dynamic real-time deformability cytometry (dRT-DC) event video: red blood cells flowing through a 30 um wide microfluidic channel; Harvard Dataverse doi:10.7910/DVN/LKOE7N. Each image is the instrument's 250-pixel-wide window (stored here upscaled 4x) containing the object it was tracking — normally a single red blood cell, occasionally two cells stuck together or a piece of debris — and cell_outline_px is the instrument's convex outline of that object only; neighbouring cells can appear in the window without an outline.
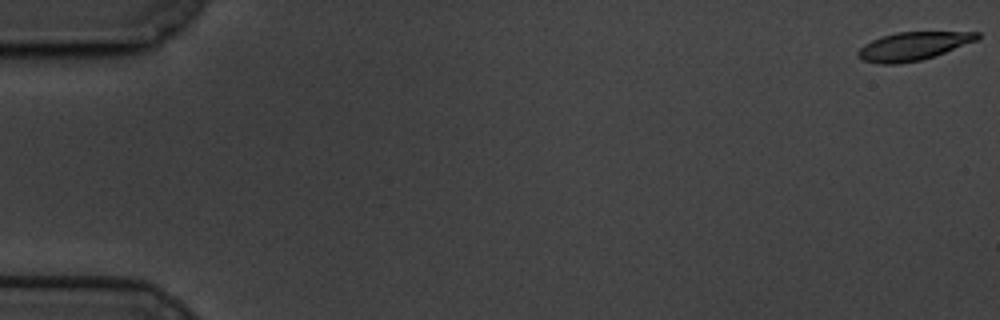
{"species": "common noctule bat (a hibernating species)", "species_latin": "Nyctalus noctula", "temperature_condition": "cold", "stored_images_in_passage": 10, "camera_frame_rate_fps": 3000, "um_per_image_px": 0.085, "animal": {"sex": "male", "body_mass_g": 19.5, "forearm_length_mm": 54.6}, "frame": {"image": 1, "passage_image": 1, "time_ms": 0.0, "image_size_px": [1000, 320], "cell_outline_px": [[980, 36], [976, 40], [944, 52], [920, 60], [896, 64], [880, 64], [864, 60], [856, 56], [856, 52], [864, 44], [880, 36], [896, 32], [980, 32]], "centroid_in_image_um": [77.54, 3.91], "position_along_channel_um": 7.5, "area_um2": 19.36}}